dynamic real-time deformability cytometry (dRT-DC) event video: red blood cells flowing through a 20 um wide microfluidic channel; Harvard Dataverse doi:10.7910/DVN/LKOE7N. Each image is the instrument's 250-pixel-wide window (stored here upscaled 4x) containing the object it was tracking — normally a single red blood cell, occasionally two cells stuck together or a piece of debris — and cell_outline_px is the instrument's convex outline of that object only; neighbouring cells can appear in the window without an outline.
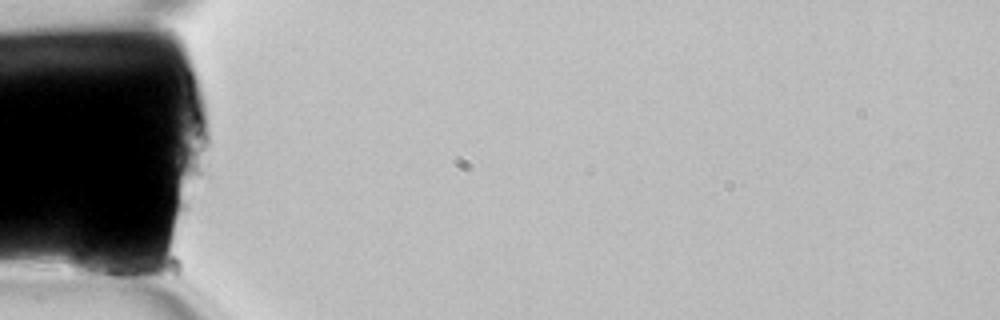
{"species": "common noctule bat (a hibernating species)", "species_latin": "Nyctalus noctula", "temperature_condition": "room temperature", "stored_images_in_passage": 3, "camera_frame_rate_fps": 3000, "um_per_image_px": 0.085, "animal": {"sex": "female", "body_mass_g": 22.7, "forearm_length_mm": 54.2}, "frame": {"image": 1, "passage_image": 1, "time_ms": 0.0, "image_size_px": [1000, 320], "cell_outline_px": [[144, 268], [136, 284], [84, 276], [76, 272], [68, 264], [68, 240], [84, 220], [92, 212], [136, 256]], "centroid_in_image_um": [8.66, 21.56], "position_along_channel_um": 76.3, "area_um2": 23.87}}